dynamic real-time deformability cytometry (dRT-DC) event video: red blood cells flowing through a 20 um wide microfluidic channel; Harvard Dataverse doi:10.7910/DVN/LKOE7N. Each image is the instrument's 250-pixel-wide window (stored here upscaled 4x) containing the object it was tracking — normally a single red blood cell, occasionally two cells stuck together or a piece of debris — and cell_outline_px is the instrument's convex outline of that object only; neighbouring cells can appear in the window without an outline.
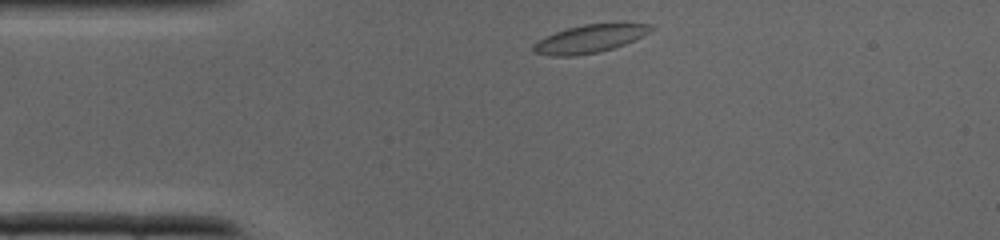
{"species": "common noctule bat (a hibernating species)", "species_latin": "Nyctalus noctula", "temperature_condition": "cold", "stored_images_in_passage": 27, "camera_frame_rate_fps": 3000, "um_per_image_px": 0.085, "animal": {"sex": "male", "body_mass_g": 19.0, "forearm_length_mm": 50.8}, "frame": {"image": 1, "passage_image": 1, "time_ms": 0.0, "image_size_px": [1000, 240], "cell_outline_px": [[656, 28], [624, 44], [612, 48], [596, 52], [576, 56], [552, 56], [532, 52], [532, 44], [556, 32], [568, 28], [584, 24], [652, 24]], "centroid_in_image_um": [50.08, 3.31], "position_along_channel_um": 34.9, "area_um2": 18.67}}
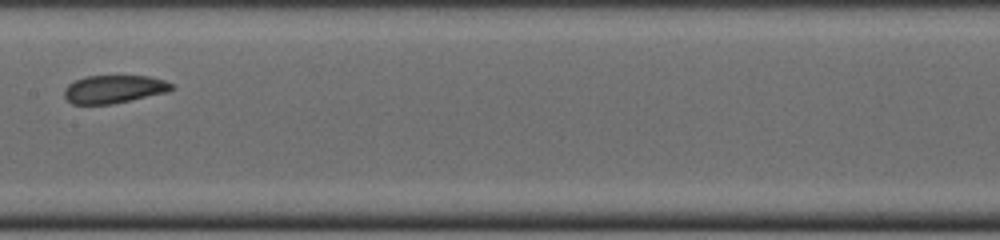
{"frame": {"image": 2, "passage_image": 12, "time_ms": 3.667, "image_size_px": [1000, 240], "cell_outline_px": [[176, 88], [168, 92], [112, 104], [72, 104], [64, 96], [64, 88], [68, 84], [84, 76], [148, 76], [164, 80], [172, 84]], "centroid_in_image_um": [9.69, 7.58], "position_along_channel_um": 197.7, "area_um2": 17.57}}
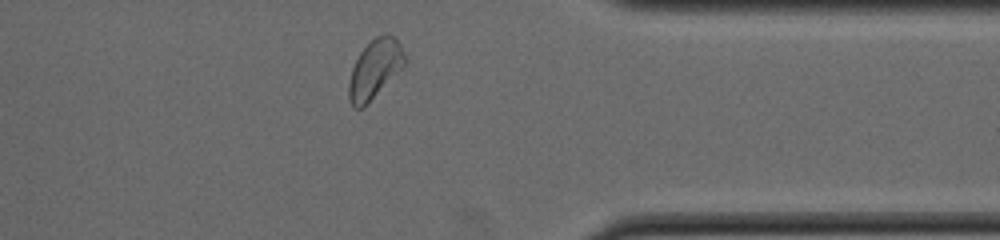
{"frame": {"image": 3, "passage_image": 23, "time_ms": 7.333, "image_size_px": [1000, 240], "cell_outline_px": [[408, 60], [368, 104], [364, 108], [352, 108], [348, 96], [348, 84], [352, 68], [360, 52], [376, 36], [388, 32], [396, 36]], "centroid_in_image_um": [31.86, 5.86], "position_along_channel_um": 379.5, "area_um2": 19.25}}